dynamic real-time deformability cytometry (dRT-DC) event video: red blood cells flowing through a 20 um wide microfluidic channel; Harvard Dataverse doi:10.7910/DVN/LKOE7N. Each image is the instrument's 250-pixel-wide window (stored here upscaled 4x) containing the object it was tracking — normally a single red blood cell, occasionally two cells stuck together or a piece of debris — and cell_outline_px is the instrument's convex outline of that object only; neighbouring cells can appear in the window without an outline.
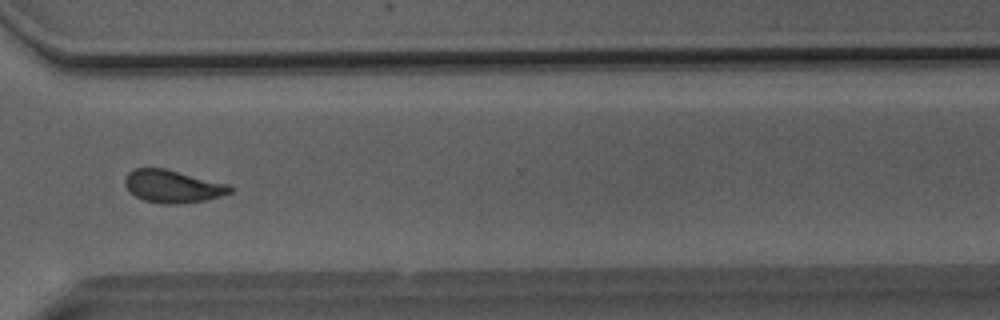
{"species": "Egyptian fruit bat (a non-hibernating species)", "species_latin": "Rousettus aegyptiacus", "temperature_condition": "room temperature", "stored_images_in_passage": 38, "camera_frame_rate_fps": 3000, "um_per_image_px": 0.085, "animal": {"sex": "male"}, "frame": {"image": 1, "passage_image": 25, "time_ms": 8.0, "image_size_px": [1000, 320], "cell_outline_px": [[232, 192], [220, 196], [204, 200], [176, 204], [164, 204], [144, 200], [128, 192], [124, 184], [124, 180], [128, 172], [136, 168], [164, 168], [228, 184], [232, 188]], "centroid_in_image_um": [14.63, 15.84], "position_along_channel_um": 356.0, "area_um2": 19.88}}
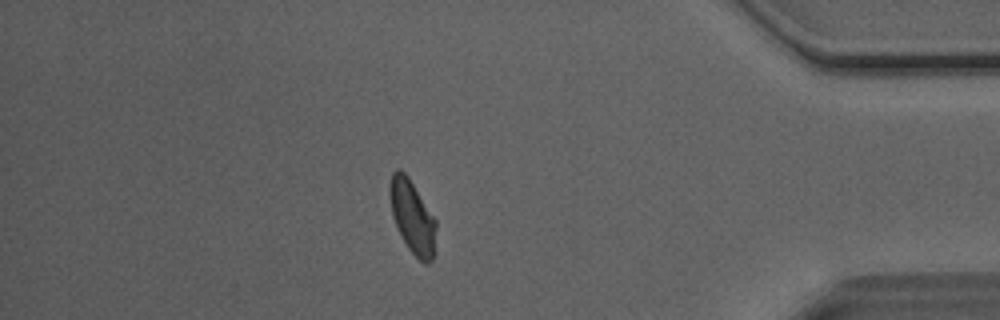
{"frame": {"image": 2, "passage_image": 31, "time_ms": 10.0, "image_size_px": [1000, 320], "cell_outline_px": [[436, 228], [432, 260], [428, 264], [424, 264], [408, 248], [400, 236], [392, 216], [388, 192], [388, 188], [392, 172], [396, 168], [400, 168], [408, 176], [436, 220]], "centroid_in_image_um": [35.01, 18.4], "position_along_channel_um": 400.2, "area_um2": 19.83}}
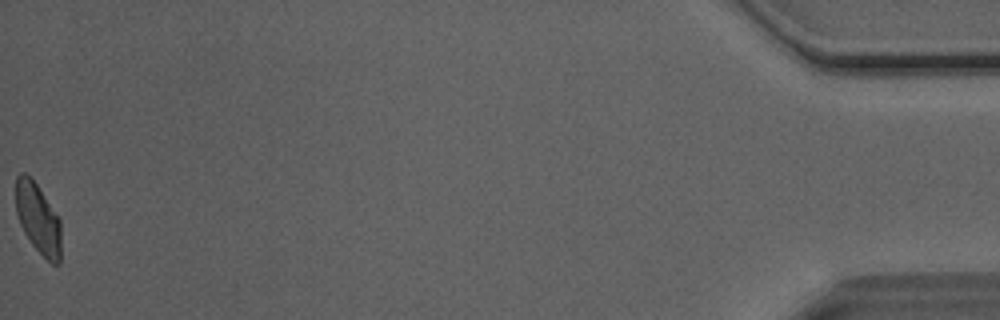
{"frame": {"image": 3, "passage_image": 38, "time_ms": 12.333, "image_size_px": [1000, 320], "cell_outline_px": [[60, 264], [52, 264], [32, 244], [24, 232], [20, 224], [16, 212], [16, 176], [20, 172], [24, 172], [36, 184], [60, 220]], "centroid_in_image_um": [3.22, 18.58], "position_along_channel_um": 432.0, "area_um2": 18.15}, "authors_computed_cell_mechanics": {"area_um2": 19.8832, "velocity_mm_per_s": 4.069, "shape_relaxation_time_tau1_ms": 7.7372, "shape_relaxation_time_tau2_ms": 1.4668, "deformation_change_tau1": 0.1506, "deformation_change_tau2": 0.0493}}